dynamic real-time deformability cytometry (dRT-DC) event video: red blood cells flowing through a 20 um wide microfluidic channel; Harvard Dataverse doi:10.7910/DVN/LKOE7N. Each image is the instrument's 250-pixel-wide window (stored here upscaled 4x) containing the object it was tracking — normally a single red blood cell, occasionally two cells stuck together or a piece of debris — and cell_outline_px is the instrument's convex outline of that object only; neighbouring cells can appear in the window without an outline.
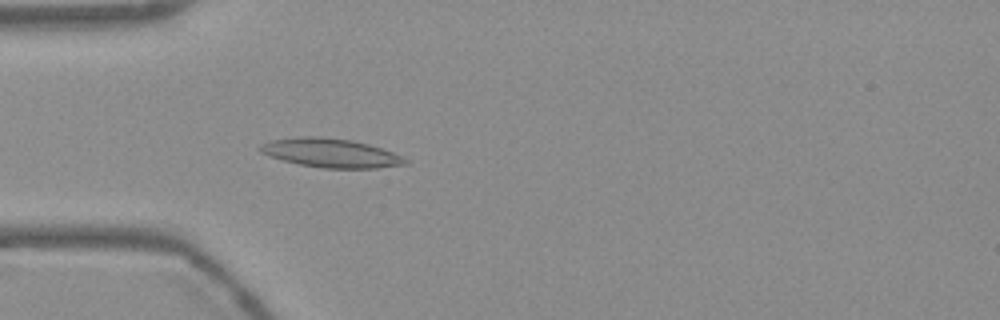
{"species": "Egyptian fruit bat (a non-hibernating species)", "species_latin": "Rousettus aegyptiacus", "temperature_condition": "warm", "stored_images_in_passage": 54, "camera_frame_rate_fps": 3000, "um_per_image_px": 0.085, "frame": {"image": 1, "passage_image": 16, "time_ms": 5.0, "image_size_px": [1000, 320], "cell_outline_px": [[408, 164], [376, 168], [320, 168], [300, 164], [268, 156], [260, 152], [256, 148], [260, 144], [272, 140], [300, 136], [320, 136], [352, 140], [368, 144], [392, 152], [408, 160]], "centroid_in_image_um": [28.07, 13.0], "position_along_channel_um": 56.9, "area_um2": 24.45}}
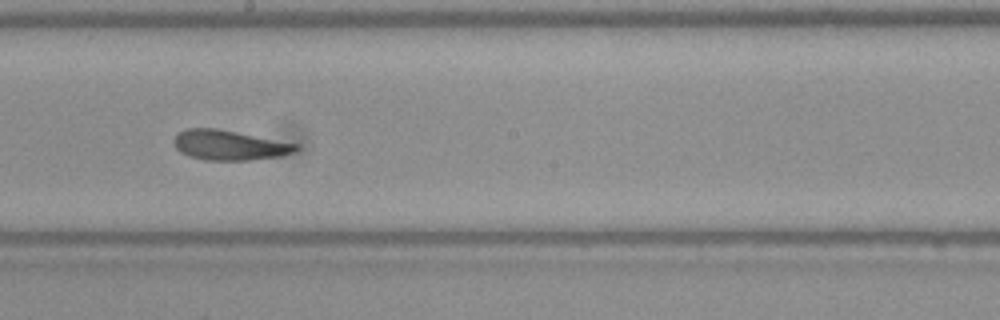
{"frame": {"image": 2, "passage_image": 30, "time_ms": 9.667, "image_size_px": [1000, 320], "cell_outline_px": [[300, 148], [292, 152], [280, 156], [248, 160], [204, 160], [188, 156], [180, 152], [176, 148], [172, 140], [180, 132], [188, 128], [216, 128], [300, 144]], "centroid_in_image_um": [19.49, 12.34], "position_along_channel_um": 228.7, "area_um2": 21.27}}
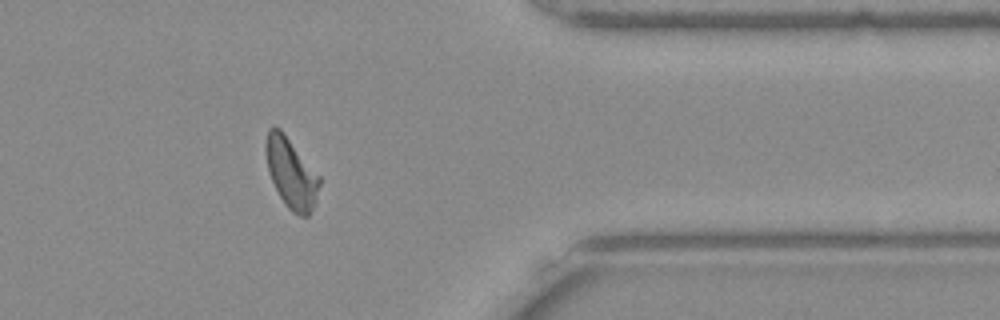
{"frame": {"image": 3, "passage_image": 44, "time_ms": 14.333, "image_size_px": [1000, 320], "cell_outline_px": [[320, 184], [316, 204], [308, 216], [300, 216], [292, 212], [284, 204], [272, 180], [268, 168], [264, 148], [264, 144], [268, 128], [280, 128], [320, 176]], "centroid_in_image_um": [24.76, 14.73], "position_along_channel_um": 386.6, "area_um2": 21.91}, "authors_computed_cell_mechanics": {"area_um2": 21.6461, "velocity_mm_per_s": 3.7646, "shape_relaxation_time_tau1_ms": 4.2274, "shape_relaxation_time_tau2_ms": 1.8243, "deformation_change_tau1": 0.1519, "deformation_change_tau2": 0.0853}}